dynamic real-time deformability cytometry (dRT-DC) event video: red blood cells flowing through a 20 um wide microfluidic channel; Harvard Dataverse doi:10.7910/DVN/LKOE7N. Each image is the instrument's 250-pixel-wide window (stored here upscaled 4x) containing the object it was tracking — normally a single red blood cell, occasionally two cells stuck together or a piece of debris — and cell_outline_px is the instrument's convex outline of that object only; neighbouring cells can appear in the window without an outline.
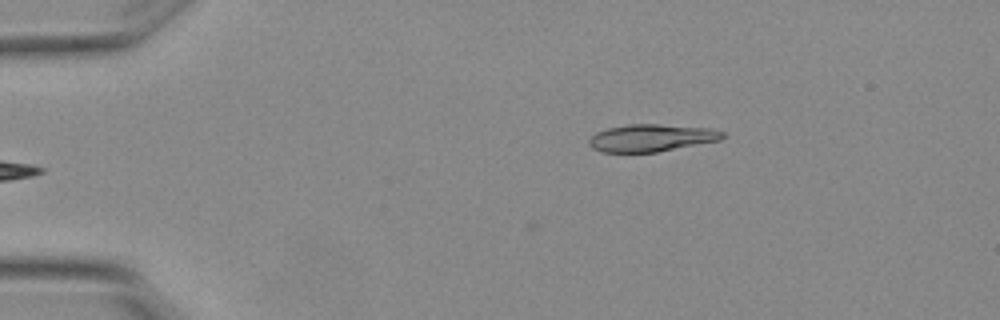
{"species": "Egyptian fruit bat (a non-hibernating species)", "species_latin": "Rousettus aegyptiacus", "temperature_condition": "warm", "stored_images_in_passage": 3, "camera_frame_rate_fps": 3000, "um_per_image_px": 0.085, "animal": {"sex": "female"}, "frame": {"image": 1, "passage_image": 1, "time_ms": 0.0, "image_size_px": [1000, 320], "cell_outline_px": [[724, 136], [720, 140], [656, 152], [604, 152], [592, 148], [588, 144], [588, 140], [596, 132], [608, 128], [628, 124], [656, 124], [712, 128], [724, 132]], "centroid_in_image_um": [55.35, 11.71], "position_along_channel_um": 29.6, "area_um2": 21.15}}